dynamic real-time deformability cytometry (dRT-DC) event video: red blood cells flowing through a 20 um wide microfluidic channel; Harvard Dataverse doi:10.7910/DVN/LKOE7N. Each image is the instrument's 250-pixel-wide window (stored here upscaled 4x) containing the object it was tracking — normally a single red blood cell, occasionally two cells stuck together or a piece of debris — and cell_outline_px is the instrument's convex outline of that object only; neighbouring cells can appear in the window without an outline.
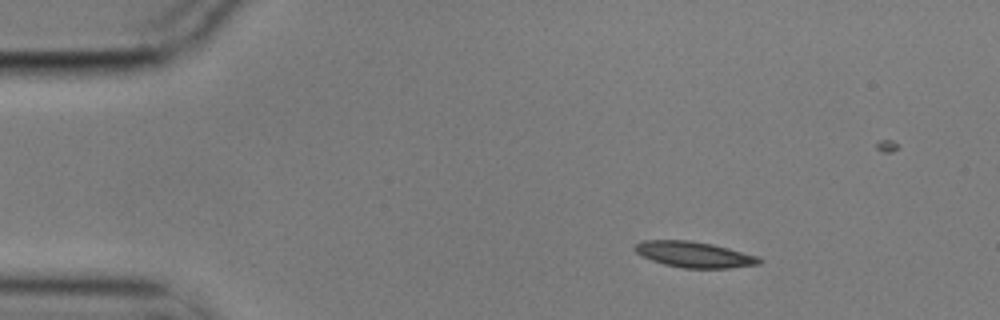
{"species": "common noctule bat (a hibernating species)", "species_latin": "Nyctalus noctula", "temperature_condition": "cold", "stored_images_in_passage": 6, "camera_frame_rate_fps": 3000, "um_per_image_px": 0.085, "animal": {"sex": "male", "body_mass_g": 17.9}, "frame": {"image": 1, "passage_image": 2, "time_ms": 0.333, "image_size_px": [1000, 320], "cell_outline_px": [[764, 260], [760, 264], [732, 268], [684, 268], [664, 264], [652, 260], [636, 252], [632, 248], [636, 244], [644, 240], [688, 240], [712, 244], [760, 256]], "centroid_in_image_um": [59.06, 21.63], "position_along_channel_um": 25.9, "area_um2": 18.79}}
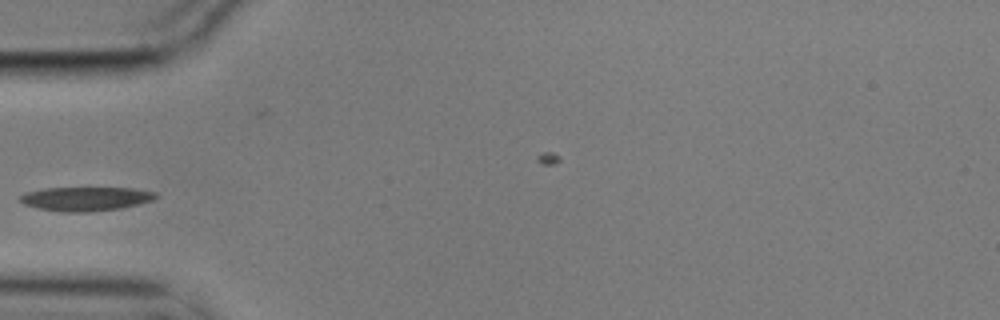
{"frame": {"image": 2, "passage_image": 5, "time_ms": 1.333, "image_size_px": [1000, 320], "cell_outline_px": [[160, 196], [152, 200], [140, 204], [120, 208], [88, 212], [64, 212], [40, 208], [24, 204], [20, 200], [20, 196], [24, 192], [44, 188], [136, 188], [156, 192]], "centroid_in_image_um": [7.33, 16.89], "position_along_channel_um": 77.7, "area_um2": 19.02}}